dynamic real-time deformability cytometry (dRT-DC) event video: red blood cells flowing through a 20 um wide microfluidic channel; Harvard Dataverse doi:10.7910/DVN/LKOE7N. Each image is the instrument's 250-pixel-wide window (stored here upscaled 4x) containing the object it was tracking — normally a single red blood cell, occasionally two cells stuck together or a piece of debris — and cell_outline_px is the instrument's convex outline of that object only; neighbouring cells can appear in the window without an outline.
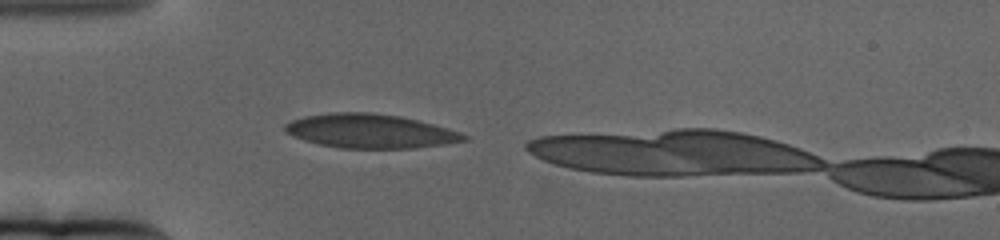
{"species": "human", "species_latin": "Homo sapiens", "temperature_condition": "cold", "stored_images_in_passage": 39, "camera_frame_rate_fps": 3000, "um_per_image_px": 0.085, "donor": {"sex": "female"}, "frame": {"image": 1, "passage_image": 1, "time_ms": 0.0, "image_size_px": [1000, 240], "cell_outline_px": [[468, 140], [444, 144], [412, 148], [340, 148], [320, 144], [304, 140], [292, 136], [284, 132], [284, 124], [292, 120], [304, 116], [332, 112], [368, 112], [400, 116], [448, 128], [460, 132], [468, 136]], "centroid_in_image_um": [31.44, 11.14], "position_along_channel_um": 53.6, "area_um2": 35.43}}
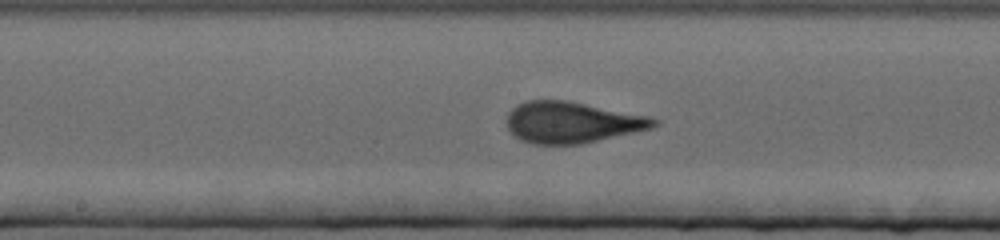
{"frame": {"image": 2, "passage_image": 16, "time_ms": 5.0, "image_size_px": [1000, 240], "cell_outline_px": [[660, 124], [652, 128], [580, 144], [532, 144], [520, 140], [508, 128], [508, 112], [516, 104], [524, 100], [568, 100], [648, 116], [660, 120]], "centroid_in_image_um": [48.61, 10.39], "position_along_channel_um": 199.6, "area_um2": 35.32}}
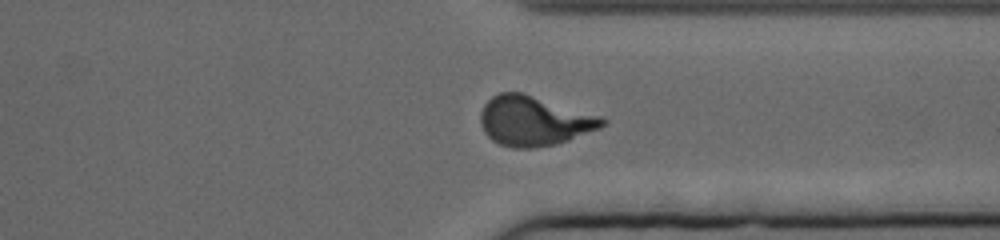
{"frame": {"image": 3, "passage_image": 32, "time_ms": 10.333, "image_size_px": [1000, 240], "cell_outline_px": [[608, 120], [600, 128], [568, 140], [556, 144], [532, 148], [512, 148], [500, 144], [492, 140], [484, 132], [480, 124], [480, 112], [484, 104], [492, 96], [500, 92], [524, 92], [600, 116]], "centroid_in_image_um": [45.36, 10.27], "position_along_channel_um": 366.0, "area_um2": 35.37}, "authors_computed_cell_mechanics": {"area_um2": 34.6222, "velocity_mm_per_s": 3.117, "shape_relaxation_time_tau1_ms": 5.3707, "shape_relaxation_time_tau2_ms": null, "deformation_change_tau1": 0.1859, "deformation_change_tau2": null}}